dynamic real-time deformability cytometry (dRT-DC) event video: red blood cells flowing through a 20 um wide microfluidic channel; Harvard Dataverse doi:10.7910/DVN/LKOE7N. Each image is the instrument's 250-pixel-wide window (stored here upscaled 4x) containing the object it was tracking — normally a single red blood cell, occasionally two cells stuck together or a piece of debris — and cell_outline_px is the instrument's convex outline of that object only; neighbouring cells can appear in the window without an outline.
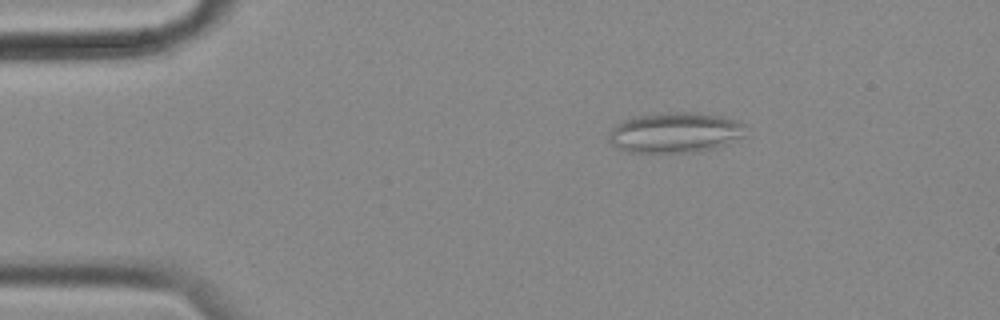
{"species": "common noctule bat (a hibernating species)", "species_latin": "Nyctalus noctula", "temperature_condition": "cold", "stored_images_in_passage": 56, "camera_frame_rate_fps": 3000, "um_per_image_px": 0.085, "animal": {"sex": "female", "body_mass_g": 18.4}, "frame": {"image": 1, "passage_image": 9, "time_ms": 2.667, "image_size_px": [1000, 320], "cell_outline_px": [[744, 136], [696, 152], [628, 152], [612, 144], [608, 140], [608, 132], [616, 124], [624, 120], [640, 116], [680, 112], [684, 112], [716, 116], [736, 120], [744, 124]], "centroid_in_image_um": [57.3, 11.28], "position_along_channel_um": 27.7, "area_um2": 31.1}}
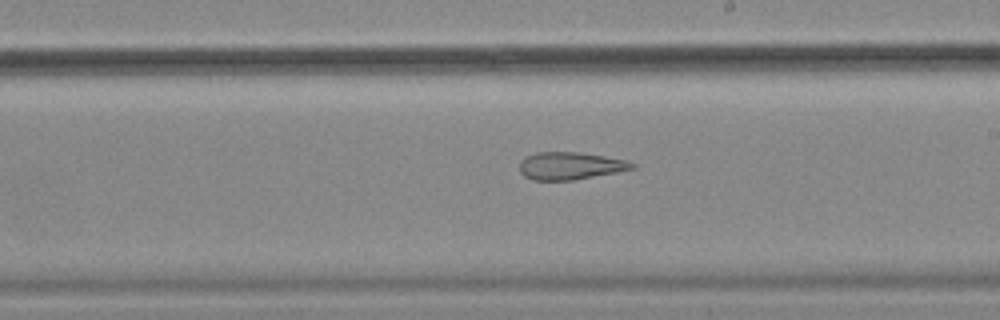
{"frame": {"image": 2, "passage_image": 32, "time_ms": 10.333, "image_size_px": [1000, 320], "cell_outline_px": [[636, 168], [616, 172], [572, 180], [532, 180], [524, 176], [520, 172], [520, 160], [524, 156], [536, 152], [580, 152], [628, 160], [636, 164]], "centroid_in_image_um": [48.45, 14.08], "position_along_channel_um": 240.5, "area_um2": 18.15}}
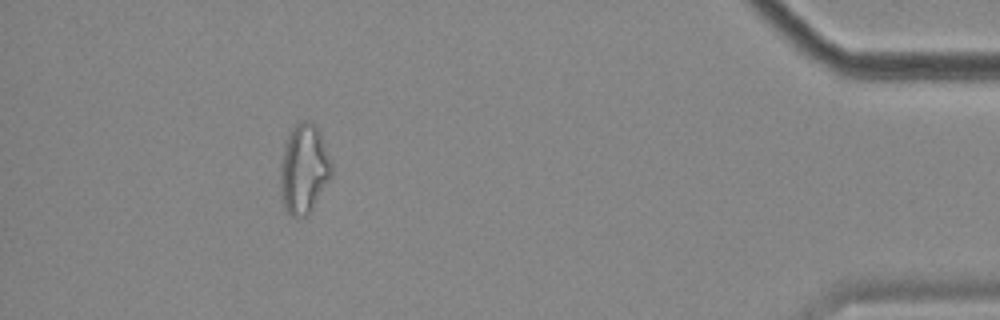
{"frame": {"image": 3, "passage_image": 51, "time_ms": 16.667, "image_size_px": [1000, 320], "cell_outline_px": [[332, 172], [328, 180], [308, 216], [292, 216], [284, 208], [280, 184], [280, 164], [284, 144], [292, 128], [300, 120], [308, 120], [316, 124], [332, 160]], "centroid_in_image_um": [25.83, 14.32], "position_along_channel_um": 409.4, "area_um2": 26.7}, "authors_computed_cell_mechanics": {"area_um2": 24.1315, "velocity_mm_per_s": 3.5314, "shape_relaxation_time_tau1_ms": null, "shape_relaxation_time_tau2_ms": 7.4317, "deformation_change_tau1": null, "deformation_change_tau2": 0.2058}}